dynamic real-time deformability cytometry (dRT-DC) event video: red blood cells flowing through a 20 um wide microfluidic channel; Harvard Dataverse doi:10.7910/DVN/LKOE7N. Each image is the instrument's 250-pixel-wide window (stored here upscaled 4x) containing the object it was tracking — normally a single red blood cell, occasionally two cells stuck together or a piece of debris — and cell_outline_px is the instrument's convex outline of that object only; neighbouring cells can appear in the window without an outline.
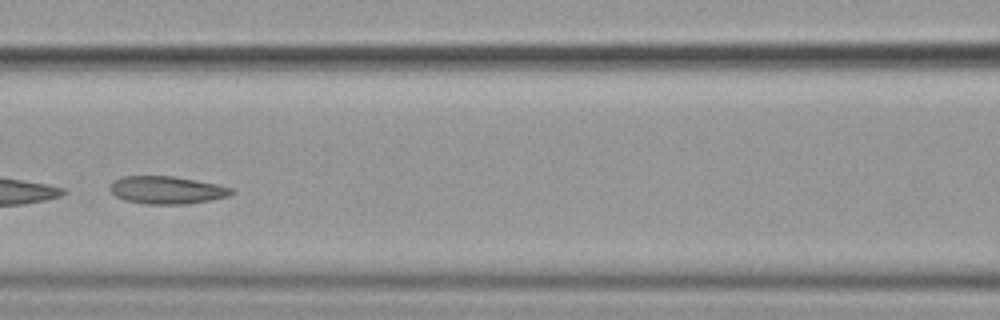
{"species": "common noctule bat (a hibernating species)", "species_latin": "Nyctalus noctula", "temperature_condition": "cold", "stored_images_in_passage": 9, "camera_frame_rate_fps": 3000, "um_per_image_px": 0.085, "animal": {"sex": "female", "body_mass_g": 19.9}, "frame": {"image": 1, "passage_image": 6, "time_ms": 6.0, "image_size_px": [1000, 320], "cell_outline_px": [[236, 192], [228, 196], [188, 204], [144, 204], [124, 200], [116, 196], [108, 188], [116, 180], [124, 176], [172, 176], [196, 180], [216, 184], [232, 188]], "centroid_in_image_um": [14.18, 16.16], "position_along_channel_um": 152.4, "area_um2": 19.48}}
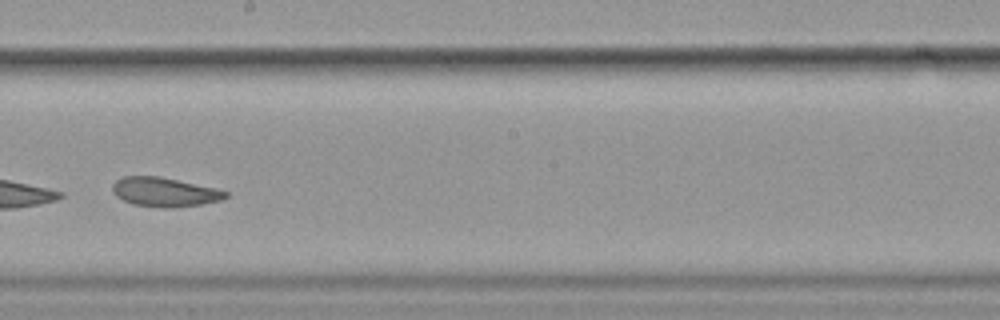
{"frame": {"image": 2, "passage_image": 8, "time_ms": 8.333, "image_size_px": [1000, 320], "cell_outline_px": [[228, 196], [220, 200], [200, 204], [172, 208], [164, 208], [132, 204], [116, 196], [112, 192], [112, 184], [116, 180], [124, 176], [156, 176], [216, 188], [228, 192]], "centroid_in_image_um": [13.95, 16.33], "position_along_channel_um": 234.2, "area_um2": 19.07}}